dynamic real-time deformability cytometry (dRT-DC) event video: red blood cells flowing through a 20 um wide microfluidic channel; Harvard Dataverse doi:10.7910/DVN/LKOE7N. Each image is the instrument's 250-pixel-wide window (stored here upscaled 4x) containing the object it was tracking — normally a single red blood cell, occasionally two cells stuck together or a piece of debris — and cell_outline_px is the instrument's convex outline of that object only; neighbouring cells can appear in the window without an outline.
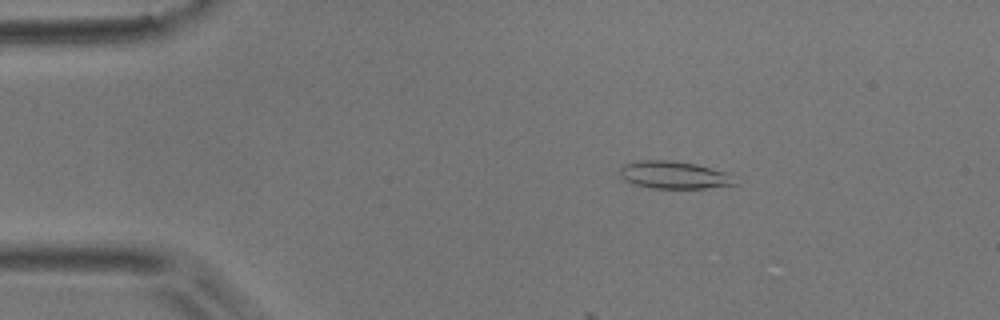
{"species": "common noctule bat (a hibernating species)", "species_latin": "Nyctalus noctula", "temperature_condition": "room temperature", "stored_images_in_passage": 12, "camera_frame_rate_fps": 3000, "um_per_image_px": 0.085, "animal": {"sex": "male", "body_mass_g": 17.9}, "frame": {"image": 1, "passage_image": 8, "time_ms": 2.333, "image_size_px": [1000, 320], "cell_outline_px": [[736, 184], [704, 188], [652, 188], [636, 184], [624, 180], [620, 176], [620, 168], [624, 164], [636, 160], [672, 160], [696, 164], [732, 172]], "centroid_in_image_um": [57.32, 14.85], "position_along_channel_um": 27.7, "area_um2": 18.67}}